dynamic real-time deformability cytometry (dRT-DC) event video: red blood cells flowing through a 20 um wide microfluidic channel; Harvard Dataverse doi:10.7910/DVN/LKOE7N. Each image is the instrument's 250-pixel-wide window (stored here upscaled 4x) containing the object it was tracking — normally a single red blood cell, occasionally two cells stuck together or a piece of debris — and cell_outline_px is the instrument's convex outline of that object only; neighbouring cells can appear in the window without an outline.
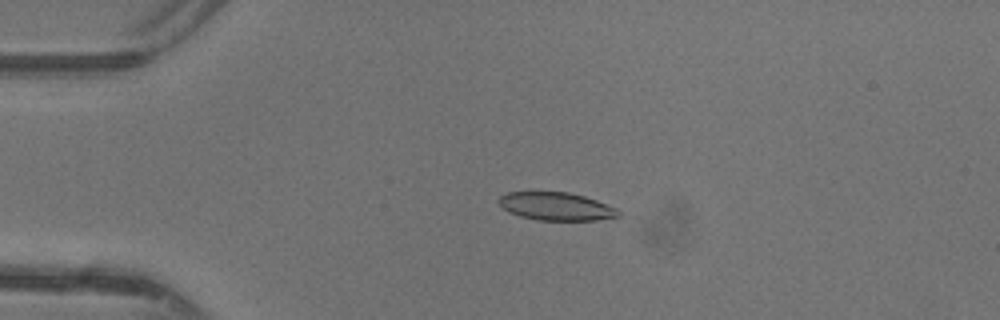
{"species": "common noctule bat (a hibernating species)", "species_latin": "Nyctalus noctula", "temperature_condition": "warm", "stored_images_in_passage": 43, "camera_frame_rate_fps": 3000, "um_per_image_px": 0.085, "animal": {"sex": "female"}, "frame": {"image": 1, "passage_image": 7, "time_ms": 2.0, "image_size_px": [1000, 320], "cell_outline_px": [[620, 216], [596, 220], [536, 220], [520, 216], [508, 212], [496, 200], [500, 196], [508, 192], [568, 192], [584, 196], [596, 200], [616, 208], [620, 212]], "centroid_in_image_um": [47.25, 17.54], "position_along_channel_um": 37.7, "area_um2": 19.48}}
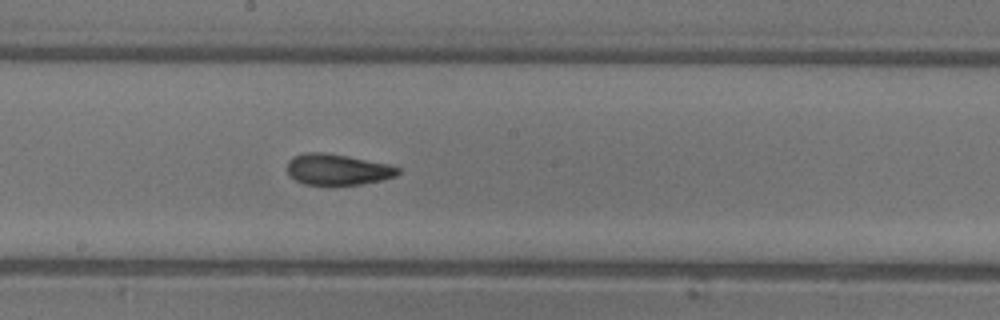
{"frame": {"image": 2, "passage_image": 22, "time_ms": 7.0, "image_size_px": [1000, 320], "cell_outline_px": [[400, 172], [396, 176], [380, 180], [360, 184], [328, 188], [324, 188], [304, 184], [296, 180], [288, 172], [288, 160], [292, 156], [304, 152], [320, 152], [348, 156], [388, 164], [400, 168]], "centroid_in_image_um": [28.65, 14.45], "position_along_channel_um": 219.5, "area_um2": 20.63}}
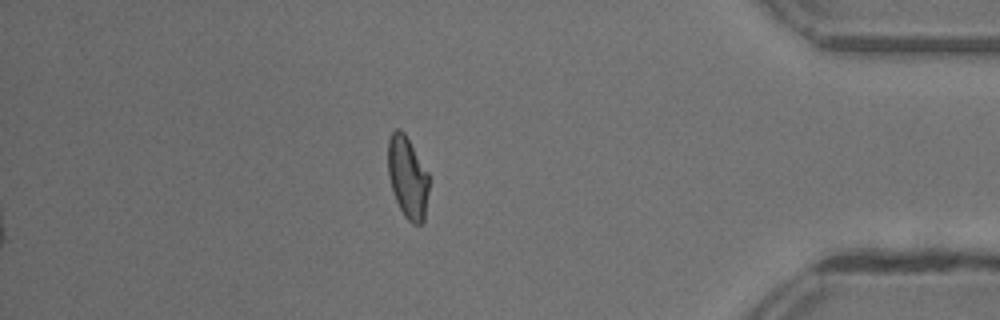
{"frame": {"image": 3, "passage_image": 37, "time_ms": 12.0, "image_size_px": [1000, 320], "cell_outline_px": [[428, 192], [424, 220], [420, 224], [412, 224], [404, 216], [396, 200], [388, 176], [388, 140], [392, 132], [396, 128], [400, 128], [404, 132], [428, 172]], "centroid_in_image_um": [34.64, 15.06], "position_along_channel_um": 400.6, "area_um2": 19.42}, "authors_computed_cell_mechanics": {"area_um2": 20.0566, "velocity_mm_per_s": 4.3886, "shape_relaxation_time_tau1_ms": 4.0918, "shape_relaxation_time_tau2_ms": 1.4551, "deformation_change_tau1": 0.1749, "deformation_change_tau2": 0.0883}}